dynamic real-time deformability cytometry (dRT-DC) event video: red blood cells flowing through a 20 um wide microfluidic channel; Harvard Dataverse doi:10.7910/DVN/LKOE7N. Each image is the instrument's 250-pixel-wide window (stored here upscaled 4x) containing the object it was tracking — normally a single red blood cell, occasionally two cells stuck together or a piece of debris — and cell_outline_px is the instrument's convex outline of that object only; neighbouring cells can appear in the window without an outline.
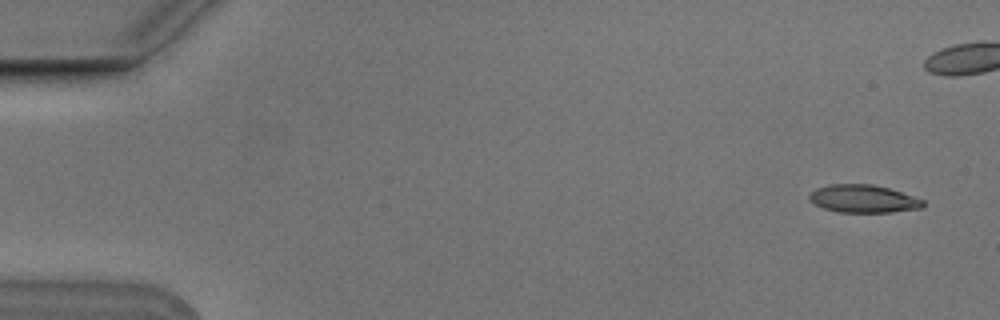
{"species": "Egyptian fruit bat (a non-hibernating species)", "species_latin": "Rousettus aegyptiacus", "temperature_condition": "cold", "stored_images_in_passage": 6, "camera_frame_rate_fps": 3000, "um_per_image_px": 0.085, "animal": {"sex": "male"}, "frame": {"image": 1, "passage_image": 1, "time_ms": 0.0, "image_size_px": [1000, 320], "cell_outline_px": [[924, 204], [920, 208], [892, 212], [840, 212], [824, 208], [816, 204], [808, 196], [816, 188], [828, 184], [872, 184], [888, 188], [924, 200]], "centroid_in_image_um": [73.38, 16.89], "position_along_channel_um": 11.6, "area_um2": 18.15}}